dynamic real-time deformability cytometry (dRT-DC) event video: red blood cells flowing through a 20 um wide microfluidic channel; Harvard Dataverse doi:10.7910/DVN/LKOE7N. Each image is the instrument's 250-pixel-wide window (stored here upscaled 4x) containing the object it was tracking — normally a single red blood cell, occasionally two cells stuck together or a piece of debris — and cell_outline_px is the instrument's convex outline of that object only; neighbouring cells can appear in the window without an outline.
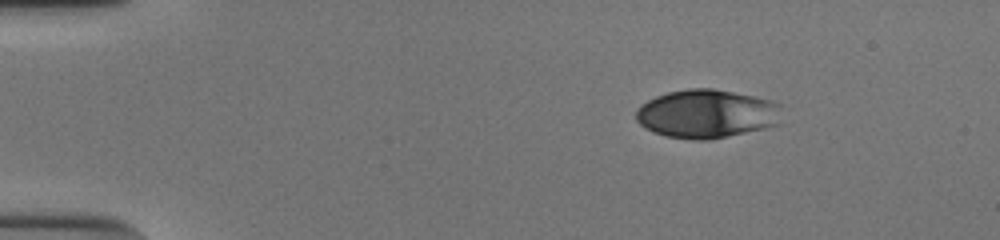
{"species": "human", "species_latin": "Homo sapiens", "temperature_condition": "cold", "stored_images_in_passage": 46, "camera_frame_rate_fps": 3000, "um_per_image_px": 0.085, "donor": {"sex": "male"}, "frame": {"image": 1, "passage_image": 1, "time_ms": 0.0, "image_size_px": [1000, 240], "cell_outline_px": [[780, 124], [764, 128], [712, 140], [692, 140], [664, 136], [652, 132], [644, 128], [636, 120], [636, 108], [640, 104], [656, 96], [668, 92], [688, 88], [712, 88], [772, 100], [780, 104]], "centroid_in_image_um": [60.04, 9.68], "position_along_channel_um": 25.0, "area_um2": 41.67}}
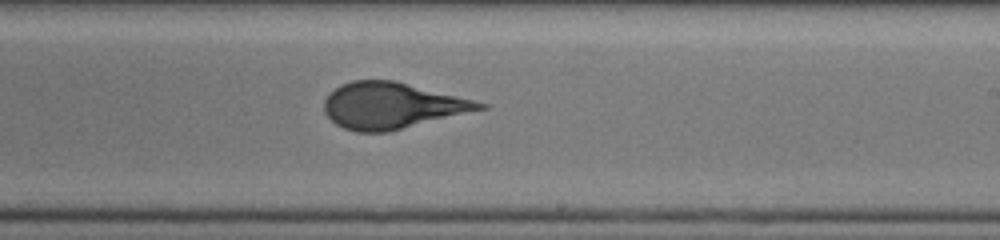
{"frame": {"image": 2, "passage_image": 26, "time_ms": 8.333, "image_size_px": [1000, 240], "cell_outline_px": [[488, 108], [388, 132], [356, 132], [344, 128], [336, 124], [324, 112], [324, 100], [328, 92], [340, 84], [352, 80], [396, 80], [488, 104]], "centroid_in_image_um": [33.28, 8.97], "position_along_channel_um": 255.7, "area_um2": 41.91}}
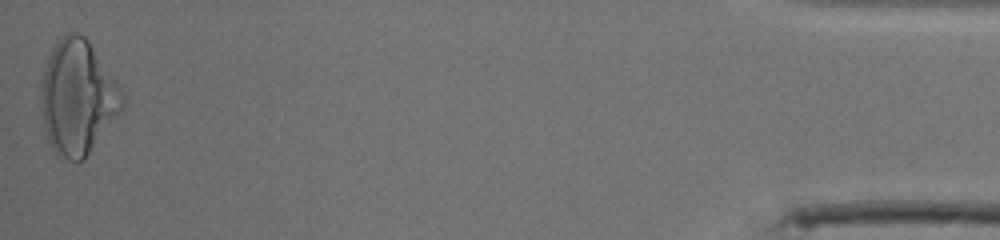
{"frame": {"image": 3, "passage_image": 46, "time_ms": 15.0, "image_size_px": [1000, 240], "cell_outline_px": [[124, 104], [84, 160], [76, 164], [68, 160], [56, 152], [52, 148], [44, 132], [40, 108], [40, 88], [48, 56], [52, 48], [68, 32], [76, 32], [84, 36], [88, 40], [116, 80], [124, 96]], "centroid_in_image_um": [6.56, 8.3], "position_along_channel_um": 428.6, "area_um2": 53.87}, "authors_computed_cell_mechanics": {"area_um2": 42.5697, "velocity_mm_per_s": 3.8586, "shape_relaxation_time_tau1_ms": 4.1581, "shape_relaxation_time_tau2_ms": 0.7404, "deformation_change_tau1": 0.1878, "deformation_change_tau2": 0.0734}}